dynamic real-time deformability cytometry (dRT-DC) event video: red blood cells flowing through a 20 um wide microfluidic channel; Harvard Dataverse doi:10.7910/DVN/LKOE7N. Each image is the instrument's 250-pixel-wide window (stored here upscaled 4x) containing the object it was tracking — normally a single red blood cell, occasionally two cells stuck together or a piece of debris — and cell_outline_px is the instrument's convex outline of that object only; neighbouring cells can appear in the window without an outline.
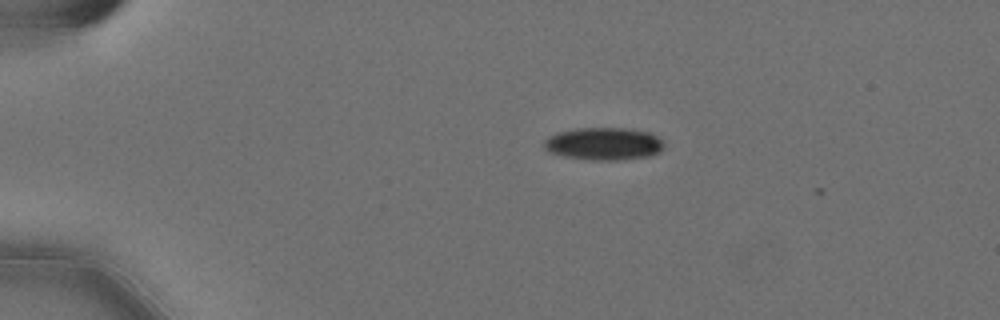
{"species": "Egyptian fruit bat (a non-hibernating species)", "species_latin": "Rousettus aegyptiacus", "temperature_condition": "cold", "stored_images_in_passage": 2, "camera_frame_rate_fps": 3000, "um_per_image_px": 0.085, "animal": {"sex": "female"}, "frame": {"image": 1, "passage_image": 1, "time_ms": 0.0, "image_size_px": [1000, 320], "cell_outline_px": [[664, 144], [660, 152], [648, 156], [616, 160], [592, 160], [564, 156], [548, 152], [544, 148], [544, 140], [548, 136], [556, 132], [576, 128], [628, 128], [648, 132], [660, 136], [664, 140]], "centroid_in_image_um": [51.32, 12.21], "position_along_channel_um": 33.7, "area_um2": 23.0}}